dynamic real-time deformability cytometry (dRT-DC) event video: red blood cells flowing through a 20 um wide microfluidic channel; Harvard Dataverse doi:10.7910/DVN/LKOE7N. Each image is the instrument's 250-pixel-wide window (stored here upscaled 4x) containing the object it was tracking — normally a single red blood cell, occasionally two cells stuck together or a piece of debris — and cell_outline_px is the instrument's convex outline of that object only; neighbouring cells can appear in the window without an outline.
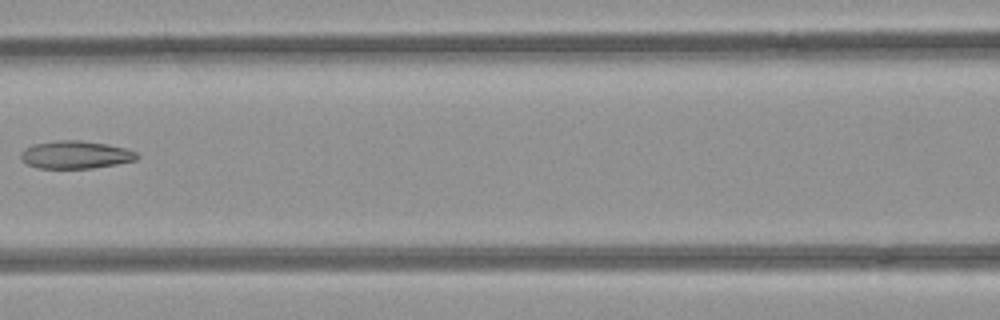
{"species": "common noctule bat (a hibernating species)", "species_latin": "Nyctalus noctula", "temperature_condition": "room temperature", "stored_images_in_passage": 4, "camera_frame_rate_fps": 3000, "um_per_image_px": 0.085, "animal": {"sex": "female", "body_mass_g": 21.9}, "frame": {"image": 1, "passage_image": 3, "time_ms": 0.667, "image_size_px": [1000, 320], "cell_outline_px": [[140, 156], [136, 160], [116, 164], [92, 168], [36, 168], [20, 160], [20, 152], [24, 148], [32, 144], [56, 140], [80, 140], [108, 144], [124, 148], [136, 152]], "centroid_in_image_um": [6.38, 13.15], "position_along_channel_um": 160.2, "area_um2": 18.96}}
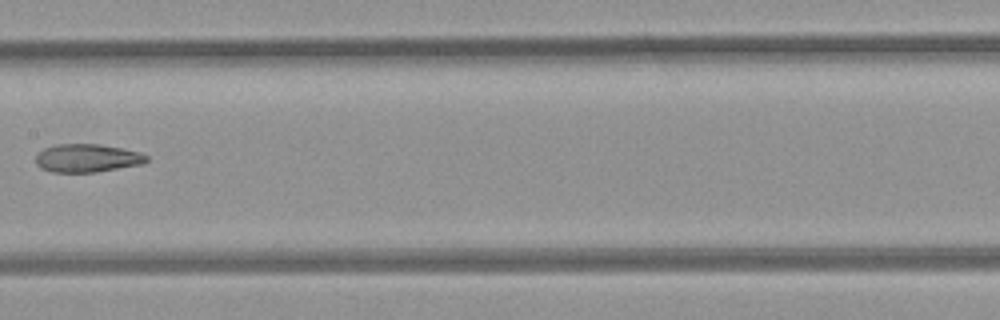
{"frame": {"image": 2, "passage_image": 4, "time_ms": 1.0, "image_size_px": [1000, 320], "cell_outline_px": [[148, 160], [140, 164], [96, 172], [52, 172], [40, 168], [36, 164], [36, 156], [44, 148], [56, 144], [100, 144], [140, 152], [148, 156]], "centroid_in_image_um": [7.38, 13.44], "position_along_channel_um": 200.0, "area_um2": 18.09}}